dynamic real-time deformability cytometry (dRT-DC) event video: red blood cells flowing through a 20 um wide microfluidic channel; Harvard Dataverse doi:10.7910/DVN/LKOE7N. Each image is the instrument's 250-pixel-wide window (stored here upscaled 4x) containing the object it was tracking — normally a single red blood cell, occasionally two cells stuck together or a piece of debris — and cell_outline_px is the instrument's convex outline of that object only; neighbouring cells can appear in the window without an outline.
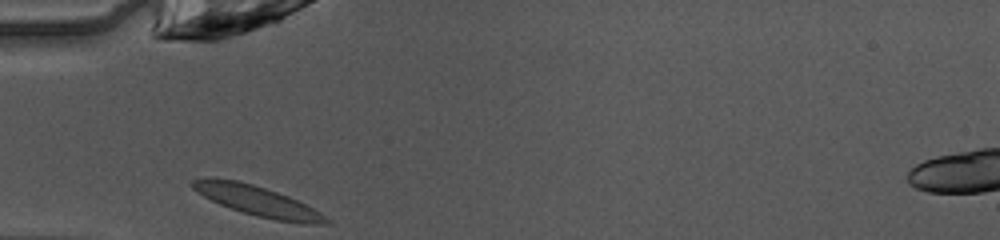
{"species": "common noctule bat (a hibernating species)", "species_latin": "Nyctalus noctula", "temperature_condition": "warm", "stored_images_in_passage": 26, "camera_frame_rate_fps": 3000, "um_per_image_px": 0.085, "animal": {"sex": "female", "body_mass_g": 10.0, "forearm_length_mm": 53.1}, "frame": {"image": 1, "passage_image": 1, "time_ms": 0.0, "image_size_px": [1000, 240], "cell_outline_px": [[332, 224], [300, 224], [276, 220], [256, 216], [220, 204], [204, 196], [192, 188], [188, 184], [192, 180], [204, 176], [216, 176], [236, 180], [252, 184], [288, 196], [320, 212], [332, 220]], "centroid_in_image_um": [21.86, 17.07], "position_along_channel_um": 63.1, "area_um2": 23.52}}
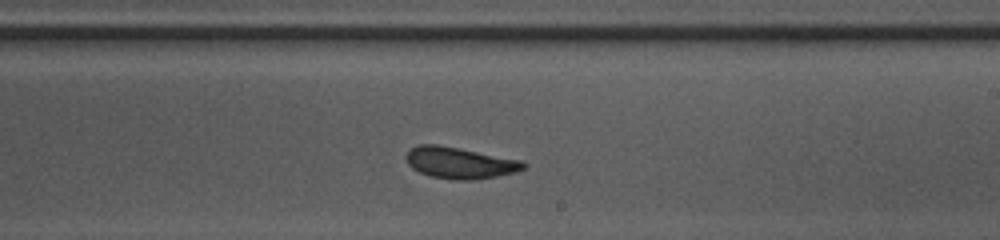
{"frame": {"image": 2, "passage_image": 15, "time_ms": 4.667, "image_size_px": [1000, 240], "cell_outline_px": [[528, 164], [524, 168], [516, 172], [496, 176], [464, 180], [452, 180], [428, 176], [412, 168], [408, 164], [404, 156], [408, 148], [416, 144], [436, 144], [524, 160]], "centroid_in_image_um": [39.04, 13.83], "position_along_channel_um": 250.0, "area_um2": 21.73}}
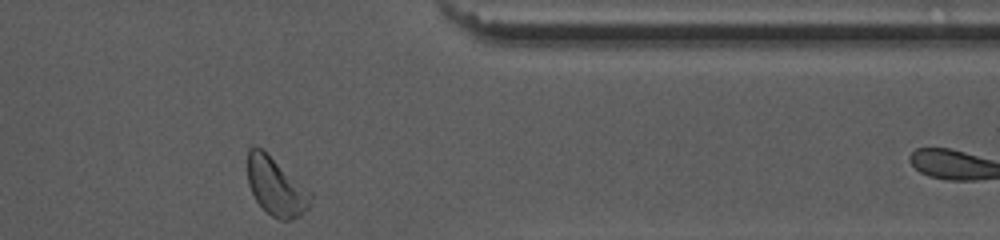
{"frame": {"image": 3, "passage_image": 26, "time_ms": 8.333, "image_size_px": [1000, 240], "cell_outline_px": [[312, 196], [308, 208], [300, 216], [292, 220], [280, 220], [272, 216], [256, 200], [248, 184], [248, 148], [252, 144], [256, 144], [264, 148], [312, 192]], "centroid_in_image_um": [23.46, 15.8], "position_along_channel_um": 387.9, "area_um2": 21.73}, "authors_computed_cell_mechanics": {"area_um2": 20.9236, "velocity_mm_per_s": 4.0486, "shape_relaxation_time_tau1_ms": 2.1318, "shape_relaxation_time_tau2_ms": 0.9107, "deformation_change_tau1": 0.1263, "deformation_change_tau2": 0.0708}}